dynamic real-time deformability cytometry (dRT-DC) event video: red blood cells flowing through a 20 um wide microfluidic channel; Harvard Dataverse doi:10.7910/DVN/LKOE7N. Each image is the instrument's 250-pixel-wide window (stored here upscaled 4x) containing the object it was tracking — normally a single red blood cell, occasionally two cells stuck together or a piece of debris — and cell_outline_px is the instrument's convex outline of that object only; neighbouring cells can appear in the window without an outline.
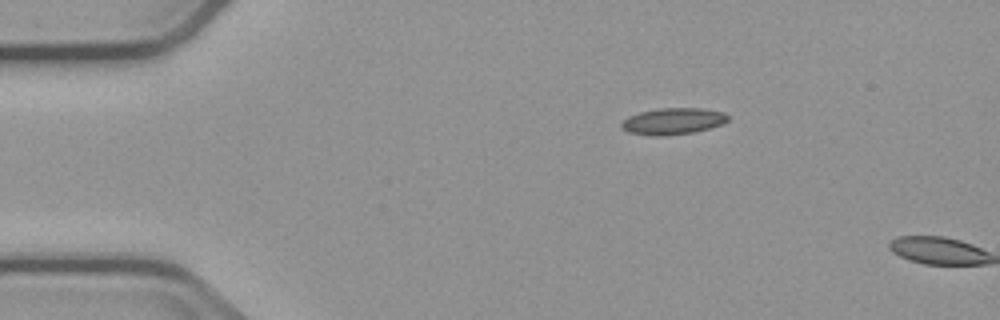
{"species": "common noctule bat (a hibernating species)", "species_latin": "Nyctalus noctula", "temperature_condition": "cold", "stored_images_in_passage": 2, "camera_frame_rate_fps": 3000, "um_per_image_px": 0.085, "animal": {"sex": "male", "body_mass_g": 23.1, "forearm_length_mm": 52.7}, "frame": {"image": 1, "passage_image": 2, "time_ms": 1.333, "image_size_px": [1000, 320], "cell_outline_px": [[728, 120], [724, 124], [692, 132], [664, 136], [656, 136], [628, 132], [620, 128], [620, 124], [628, 116], [640, 112], [660, 108], [700, 108], [724, 112], [728, 116]], "centroid_in_image_um": [57.19, 10.3], "position_along_channel_um": 27.8, "area_um2": 16.42}}